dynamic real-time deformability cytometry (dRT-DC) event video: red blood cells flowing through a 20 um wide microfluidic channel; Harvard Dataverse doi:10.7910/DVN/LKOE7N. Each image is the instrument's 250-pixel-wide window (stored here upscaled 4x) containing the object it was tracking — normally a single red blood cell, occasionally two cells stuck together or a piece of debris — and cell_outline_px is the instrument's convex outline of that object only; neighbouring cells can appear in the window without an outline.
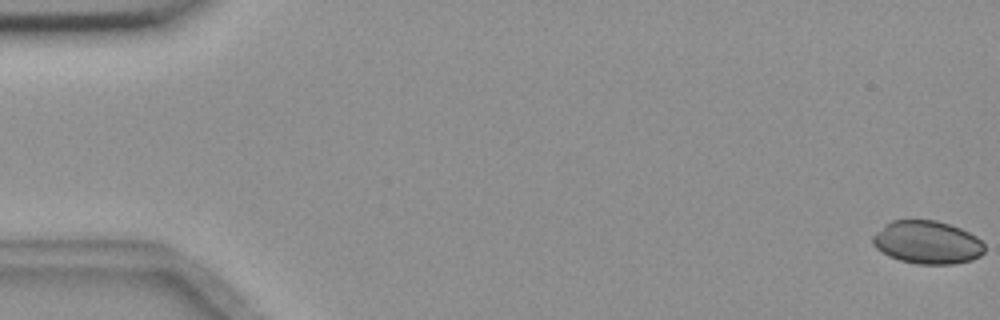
{"species": "common noctule bat (a hibernating species)", "species_latin": "Nyctalus noctula", "temperature_condition": "room temperature", "stored_images_in_passage": 57, "camera_frame_rate_fps": 3000, "um_per_image_px": 0.085, "animal": {"sex": "female", "body_mass_g": 18.4}, "frame": {"image": 1, "passage_image": 1, "time_ms": 0.0, "image_size_px": [1000, 320], "cell_outline_px": [[984, 252], [980, 256], [972, 260], [952, 264], [916, 264], [900, 260], [888, 256], [876, 248], [872, 244], [872, 236], [884, 224], [892, 220], [936, 220], [960, 228], [976, 236], [984, 244]], "centroid_in_image_um": [78.8, 20.6], "position_along_channel_um": 6.2, "area_um2": 28.15}}
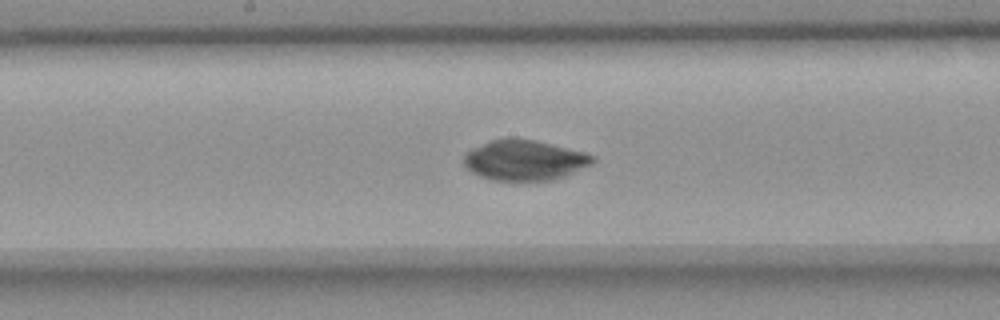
{"frame": {"image": 2, "passage_image": 30, "time_ms": 9.667, "image_size_px": [1000, 320], "cell_outline_px": [[596, 160], [592, 164], [564, 176], [552, 180], [512, 184], [488, 180], [472, 172], [464, 164], [464, 156], [472, 148], [492, 140], [512, 136], [536, 140], [584, 152], [596, 156]], "centroid_in_image_um": [44.57, 13.65], "position_along_channel_um": 203.6, "area_um2": 31.27}}
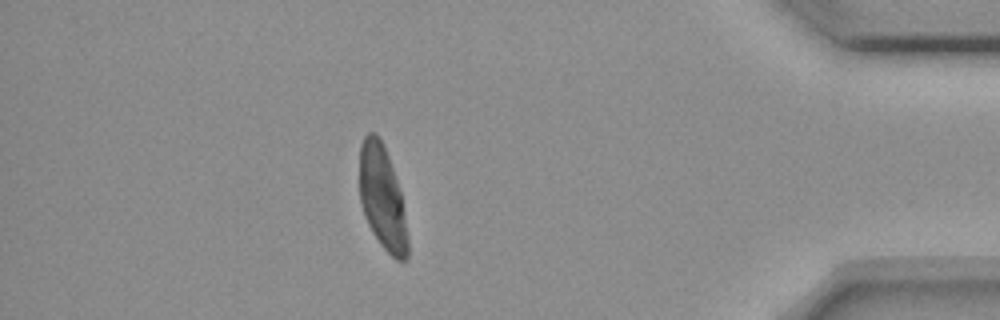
{"frame": {"image": 3, "passage_image": 50, "time_ms": 16.333, "image_size_px": [1000, 320], "cell_outline_px": [[408, 260], [396, 260], [380, 244], [372, 232], [364, 216], [360, 204], [360, 144], [364, 136], [368, 132], [376, 132], [384, 144], [400, 188], [408, 240]], "centroid_in_image_um": [32.49, 16.79], "position_along_channel_um": 402.7, "area_um2": 29.36}}